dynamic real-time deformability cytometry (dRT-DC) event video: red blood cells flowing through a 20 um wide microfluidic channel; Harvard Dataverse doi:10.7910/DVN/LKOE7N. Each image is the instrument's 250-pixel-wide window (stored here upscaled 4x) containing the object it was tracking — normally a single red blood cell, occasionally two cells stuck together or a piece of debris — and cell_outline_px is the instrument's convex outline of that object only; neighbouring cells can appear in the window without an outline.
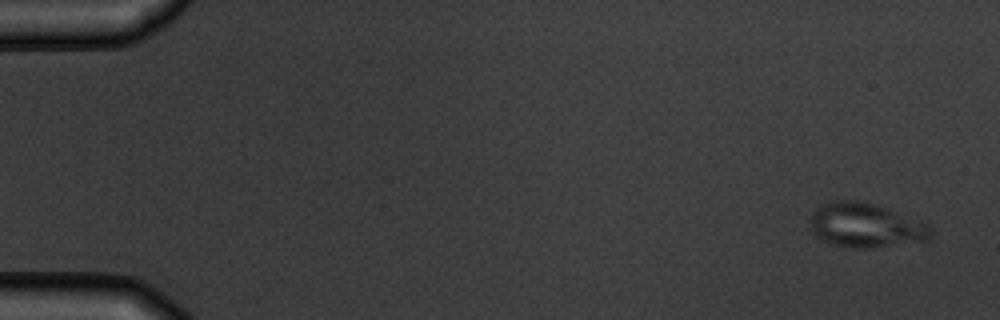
{"species": "common noctule bat (a hibernating species)", "species_latin": "Nyctalus noctula", "temperature_condition": "warm", "stored_images_in_passage": 6, "camera_frame_rate_fps": 3000, "um_per_image_px": 0.085, "animal": {"sex": "male", "body_mass_g": 19.5, "forearm_length_mm": 54.6}, "frame": {"image": 1, "passage_image": 1, "time_ms": 0.0, "image_size_px": [1000, 320], "cell_outline_px": [[932, 236], [928, 240], [872, 248], [856, 248], [832, 244], [816, 236], [808, 220], [812, 212], [816, 208], [832, 200], [856, 200], [876, 204], [888, 208], [928, 224], [932, 228]], "centroid_in_image_um": [73.58, 19.14], "position_along_channel_um": 11.4, "area_um2": 31.27}}